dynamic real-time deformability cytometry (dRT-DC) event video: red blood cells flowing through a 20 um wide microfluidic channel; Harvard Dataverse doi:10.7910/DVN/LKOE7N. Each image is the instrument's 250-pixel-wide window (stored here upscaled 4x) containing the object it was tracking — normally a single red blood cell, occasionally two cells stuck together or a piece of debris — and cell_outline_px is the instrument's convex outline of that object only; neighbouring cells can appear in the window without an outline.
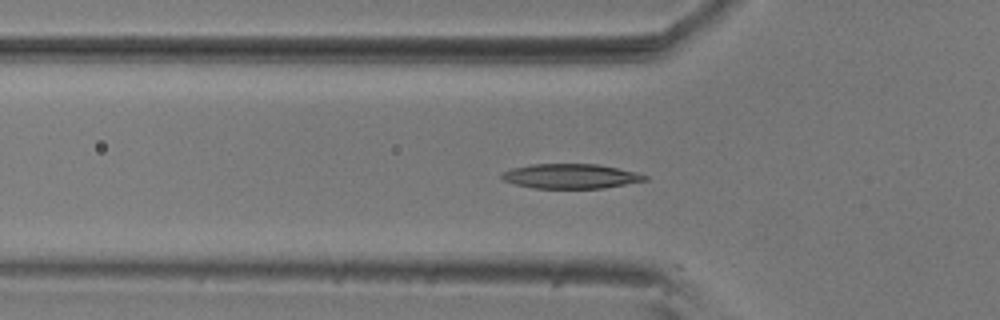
{"species": "common noctule bat (a hibernating species)", "species_latin": "Nyctalus noctula", "temperature_condition": "room temperature", "stored_images_in_passage": 55, "camera_frame_rate_fps": 3000, "um_per_image_px": 0.085, "animal": {"sex": "male", "body_mass_g": 20.5, "forearm_length_mm": 52.5}, "frame": {"image": 1, "passage_image": 17, "time_ms": 5.333, "image_size_px": [1000, 320], "cell_outline_px": [[648, 180], [604, 188], [532, 188], [516, 184], [504, 180], [500, 176], [500, 172], [512, 168], [532, 164], [596, 164], [636, 172], [648, 176]], "centroid_in_image_um": [48.49, 14.97], "position_along_channel_um": 77.3, "area_um2": 20.52}}
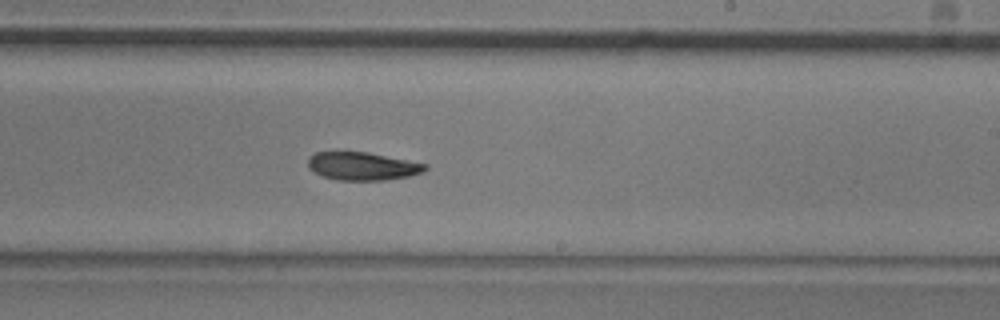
{"frame": {"image": 2, "passage_image": 32, "time_ms": 10.333, "image_size_px": [1000, 320], "cell_outline_px": [[428, 168], [424, 172], [408, 176], [384, 180], [336, 180], [320, 176], [308, 168], [308, 156], [316, 152], [368, 152], [428, 164]], "centroid_in_image_um": [30.79, 14.12], "position_along_channel_um": 258.2, "area_um2": 19.31}}
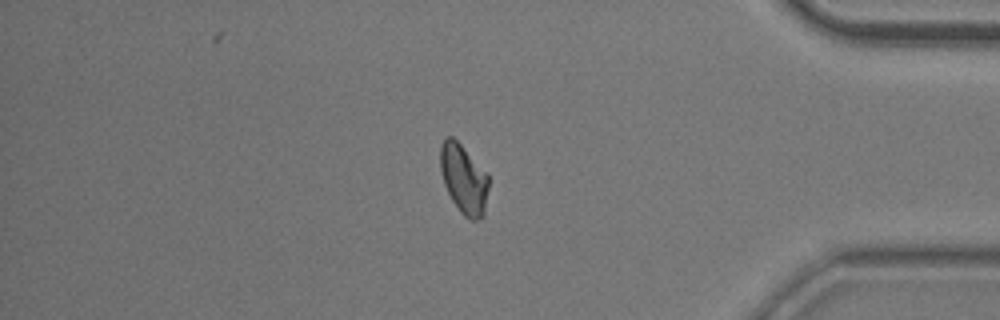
{"frame": {"image": 3, "passage_image": 46, "time_ms": 15.0, "image_size_px": [1000, 320], "cell_outline_px": [[488, 188], [484, 216], [480, 220], [468, 220], [460, 212], [452, 200], [444, 184], [440, 168], [440, 144], [444, 136], [452, 136], [488, 172]], "centroid_in_image_um": [39.42, 15.21], "position_along_channel_um": 395.8, "area_um2": 19.83}, "authors_computed_cell_mechanics": {"area_um2": 19.8254, "velocity_mm_per_s": 3.6112, "shape_relaxation_time_tau1_ms": 6.1851, "shape_relaxation_time_tau2_ms": null, "deformation_change_tau1": 0.1536, "deformation_change_tau2": null}}